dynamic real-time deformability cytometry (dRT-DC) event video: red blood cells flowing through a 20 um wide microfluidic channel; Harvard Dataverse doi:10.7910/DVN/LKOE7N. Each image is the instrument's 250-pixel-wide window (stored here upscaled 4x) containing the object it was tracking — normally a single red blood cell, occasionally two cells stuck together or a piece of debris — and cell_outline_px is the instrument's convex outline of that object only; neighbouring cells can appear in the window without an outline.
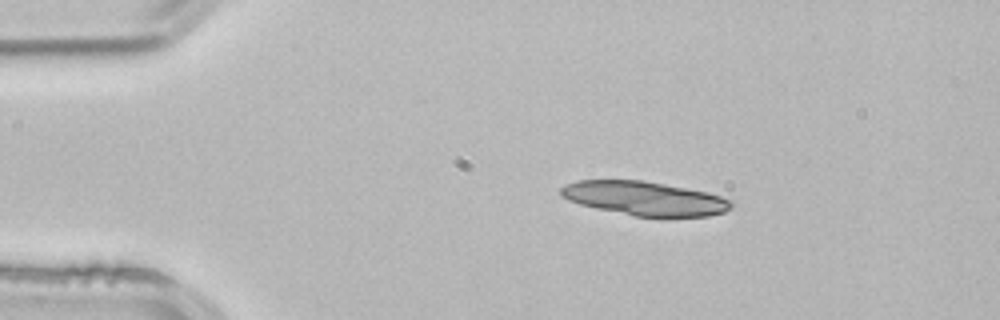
{"species": "common noctule bat (a hibernating species)", "species_latin": "Nyctalus noctula", "temperature_condition": "room temperature", "stored_images_in_passage": 2, "camera_frame_rate_fps": 3000, "um_per_image_px": 0.085, "animal": {"sex": "male", "body_mass_g": 21.5, "forearm_length_mm": 52.0}, "frame": {"image": 1, "passage_image": 1, "time_ms": 0.0, "image_size_px": [1000, 320], "cell_outline_px": [[732, 204], [724, 212], [708, 216], [632, 216], [596, 208], [580, 204], [568, 200], [560, 196], [560, 188], [576, 180], [644, 180], [708, 192], [720, 196], [728, 200]], "centroid_in_image_um": [54.74, 16.85], "position_along_channel_um": 30.3, "area_um2": 33.47}}